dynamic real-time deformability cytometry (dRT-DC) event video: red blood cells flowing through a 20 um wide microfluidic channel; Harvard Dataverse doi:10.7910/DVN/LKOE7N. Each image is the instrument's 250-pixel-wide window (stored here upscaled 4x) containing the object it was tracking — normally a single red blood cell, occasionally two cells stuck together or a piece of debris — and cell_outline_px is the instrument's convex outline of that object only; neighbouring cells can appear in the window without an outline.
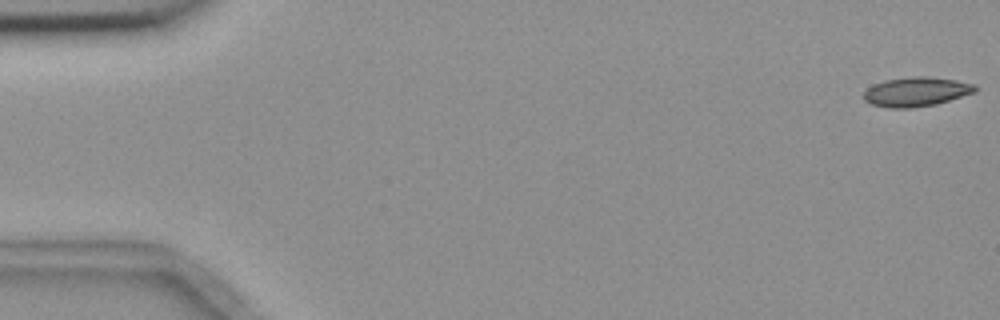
{"species": "common noctule bat (a hibernating species)", "species_latin": "Nyctalus noctula", "temperature_condition": "room temperature", "stored_images_in_passage": 5, "camera_frame_rate_fps": 3000, "um_per_image_px": 0.085, "animal": {"sex": "female", "body_mass_g": 18.4}, "frame": {"image": 1, "passage_image": 1, "time_ms": 0.0, "image_size_px": [1000, 320], "cell_outline_px": [[976, 92], [936, 104], [912, 108], [888, 108], [872, 104], [864, 100], [864, 92], [872, 84], [884, 80], [912, 76], [928, 76], [956, 80], [976, 84]], "centroid_in_image_um": [77.88, 7.79], "position_along_channel_um": 7.1, "area_um2": 19.19}}
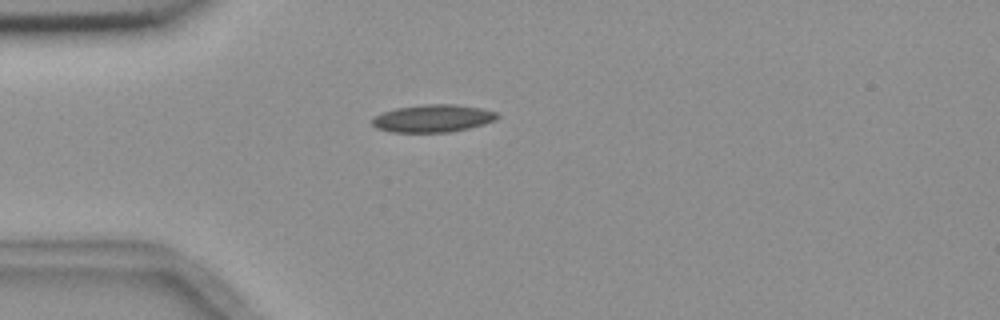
{"frame": {"image": 2, "passage_image": 5, "time_ms": 4.667, "image_size_px": [1000, 320], "cell_outline_px": [[500, 116], [496, 120], [484, 124], [468, 128], [448, 132], [392, 132], [376, 128], [372, 124], [372, 120], [376, 116], [384, 112], [396, 108], [428, 104], [456, 104], [480, 108], [496, 112]], "centroid_in_image_um": [36.82, 10.06], "position_along_channel_um": 48.2, "area_um2": 19.94}}